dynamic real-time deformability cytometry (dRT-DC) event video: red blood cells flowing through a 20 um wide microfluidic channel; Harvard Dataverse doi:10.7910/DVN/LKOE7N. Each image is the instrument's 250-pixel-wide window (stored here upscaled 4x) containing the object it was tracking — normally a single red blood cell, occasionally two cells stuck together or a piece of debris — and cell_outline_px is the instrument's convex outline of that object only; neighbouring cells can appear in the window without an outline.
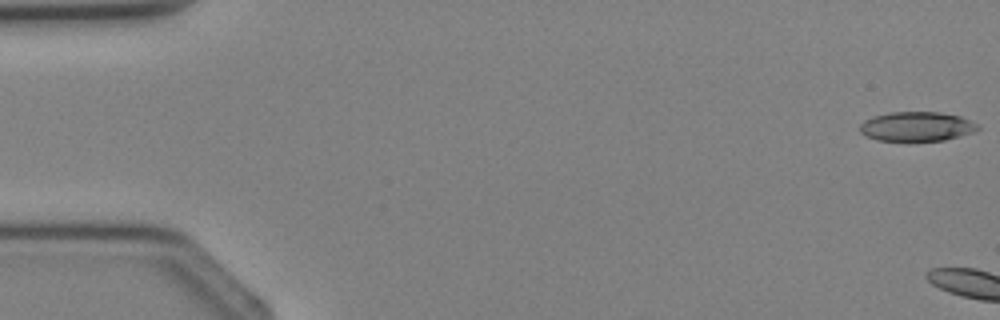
{"species": "Egyptian fruit bat (a non-hibernating species)", "species_latin": "Rousettus aegyptiacus", "temperature_condition": "cold", "stored_images_in_passage": 5, "camera_frame_rate_fps": 3000, "um_per_image_px": 0.085, "animal": {"sex": "female"}, "frame": {"image": 1, "passage_image": 1, "time_ms": 0.0, "image_size_px": [1000, 320], "cell_outline_px": [[980, 128], [972, 132], [944, 140], [876, 140], [860, 132], [860, 124], [864, 120], [876, 116], [892, 112], [940, 112], [960, 116], [980, 124]], "centroid_in_image_um": [77.95, 10.74], "position_along_channel_um": 7.1, "area_um2": 19.94}}
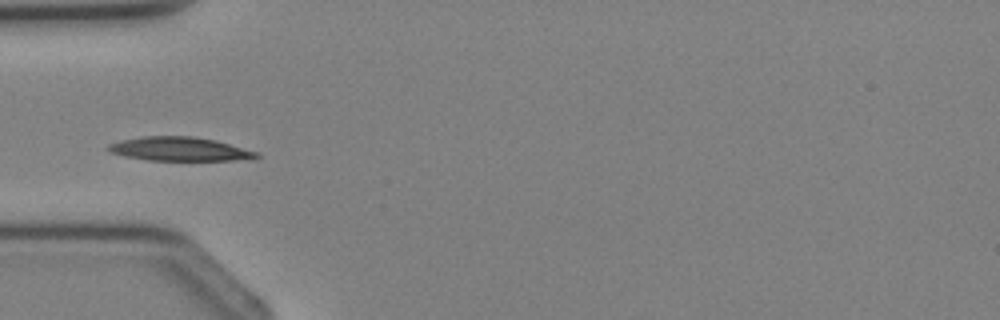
{"frame": {"image": 2, "passage_image": 5, "time_ms": 4.667, "image_size_px": [1000, 320], "cell_outline_px": [[260, 156], [252, 160], [148, 160], [124, 156], [112, 152], [104, 148], [108, 144], [120, 140], [140, 136], [192, 136], [216, 140], [260, 152]], "centroid_in_image_um": [15.3, 12.66], "position_along_channel_um": 69.7, "area_um2": 20.87}}